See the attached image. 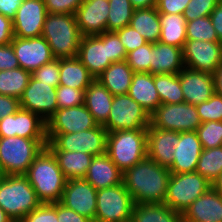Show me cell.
<instances>
[{
	"mask_svg": "<svg viewBox=\"0 0 222 222\" xmlns=\"http://www.w3.org/2000/svg\"><path fill=\"white\" fill-rule=\"evenodd\" d=\"M170 170L146 157L123 172L122 182L135 204H164Z\"/></svg>",
	"mask_w": 222,
	"mask_h": 222,
	"instance_id": "6da1fadb",
	"label": "cell"
},
{
	"mask_svg": "<svg viewBox=\"0 0 222 222\" xmlns=\"http://www.w3.org/2000/svg\"><path fill=\"white\" fill-rule=\"evenodd\" d=\"M25 176L42 204L61 201L67 179L47 147L35 157Z\"/></svg>",
	"mask_w": 222,
	"mask_h": 222,
	"instance_id": "7a4b0ae2",
	"label": "cell"
},
{
	"mask_svg": "<svg viewBox=\"0 0 222 222\" xmlns=\"http://www.w3.org/2000/svg\"><path fill=\"white\" fill-rule=\"evenodd\" d=\"M42 37L56 59L77 57L82 35L74 14L48 13Z\"/></svg>",
	"mask_w": 222,
	"mask_h": 222,
	"instance_id": "3957f363",
	"label": "cell"
},
{
	"mask_svg": "<svg viewBox=\"0 0 222 222\" xmlns=\"http://www.w3.org/2000/svg\"><path fill=\"white\" fill-rule=\"evenodd\" d=\"M106 154L122 171L147 157V129L108 132Z\"/></svg>",
	"mask_w": 222,
	"mask_h": 222,
	"instance_id": "277c9868",
	"label": "cell"
},
{
	"mask_svg": "<svg viewBox=\"0 0 222 222\" xmlns=\"http://www.w3.org/2000/svg\"><path fill=\"white\" fill-rule=\"evenodd\" d=\"M41 204L25 175H4L0 179V207L13 221H21Z\"/></svg>",
	"mask_w": 222,
	"mask_h": 222,
	"instance_id": "5b68a950",
	"label": "cell"
},
{
	"mask_svg": "<svg viewBox=\"0 0 222 222\" xmlns=\"http://www.w3.org/2000/svg\"><path fill=\"white\" fill-rule=\"evenodd\" d=\"M47 139L0 137V167L4 175H25Z\"/></svg>",
	"mask_w": 222,
	"mask_h": 222,
	"instance_id": "8992f818",
	"label": "cell"
},
{
	"mask_svg": "<svg viewBox=\"0 0 222 222\" xmlns=\"http://www.w3.org/2000/svg\"><path fill=\"white\" fill-rule=\"evenodd\" d=\"M210 187L211 183L196 171L171 173L164 204L176 212L183 213Z\"/></svg>",
	"mask_w": 222,
	"mask_h": 222,
	"instance_id": "52a82bcc",
	"label": "cell"
},
{
	"mask_svg": "<svg viewBox=\"0 0 222 222\" xmlns=\"http://www.w3.org/2000/svg\"><path fill=\"white\" fill-rule=\"evenodd\" d=\"M108 131L100 124L76 133L46 134L49 150L84 152L93 156L106 153Z\"/></svg>",
	"mask_w": 222,
	"mask_h": 222,
	"instance_id": "ba28073f",
	"label": "cell"
},
{
	"mask_svg": "<svg viewBox=\"0 0 222 222\" xmlns=\"http://www.w3.org/2000/svg\"><path fill=\"white\" fill-rule=\"evenodd\" d=\"M135 202L121 184L97 190L95 222H131Z\"/></svg>",
	"mask_w": 222,
	"mask_h": 222,
	"instance_id": "9c48e42d",
	"label": "cell"
},
{
	"mask_svg": "<svg viewBox=\"0 0 222 222\" xmlns=\"http://www.w3.org/2000/svg\"><path fill=\"white\" fill-rule=\"evenodd\" d=\"M150 115L128 94L113 97L108 120L102 125L108 132L128 129H147Z\"/></svg>",
	"mask_w": 222,
	"mask_h": 222,
	"instance_id": "30bf717a",
	"label": "cell"
},
{
	"mask_svg": "<svg viewBox=\"0 0 222 222\" xmlns=\"http://www.w3.org/2000/svg\"><path fill=\"white\" fill-rule=\"evenodd\" d=\"M201 123L196 106L187 102L160 104L150 115V124L157 129L196 131Z\"/></svg>",
	"mask_w": 222,
	"mask_h": 222,
	"instance_id": "8fae6325",
	"label": "cell"
},
{
	"mask_svg": "<svg viewBox=\"0 0 222 222\" xmlns=\"http://www.w3.org/2000/svg\"><path fill=\"white\" fill-rule=\"evenodd\" d=\"M185 67L213 74L222 63V42L187 39L183 47Z\"/></svg>",
	"mask_w": 222,
	"mask_h": 222,
	"instance_id": "7c38bea8",
	"label": "cell"
},
{
	"mask_svg": "<svg viewBox=\"0 0 222 222\" xmlns=\"http://www.w3.org/2000/svg\"><path fill=\"white\" fill-rule=\"evenodd\" d=\"M98 123L84 104L57 109L46 122V134H67L89 130Z\"/></svg>",
	"mask_w": 222,
	"mask_h": 222,
	"instance_id": "4fadbf2b",
	"label": "cell"
},
{
	"mask_svg": "<svg viewBox=\"0 0 222 222\" xmlns=\"http://www.w3.org/2000/svg\"><path fill=\"white\" fill-rule=\"evenodd\" d=\"M11 136L47 139L46 122L34 112L20 108L0 120V137Z\"/></svg>",
	"mask_w": 222,
	"mask_h": 222,
	"instance_id": "5bb4252c",
	"label": "cell"
},
{
	"mask_svg": "<svg viewBox=\"0 0 222 222\" xmlns=\"http://www.w3.org/2000/svg\"><path fill=\"white\" fill-rule=\"evenodd\" d=\"M19 101L22 109L34 112L45 122L58 109L56 88L39 82L32 76Z\"/></svg>",
	"mask_w": 222,
	"mask_h": 222,
	"instance_id": "9a60e30c",
	"label": "cell"
},
{
	"mask_svg": "<svg viewBox=\"0 0 222 222\" xmlns=\"http://www.w3.org/2000/svg\"><path fill=\"white\" fill-rule=\"evenodd\" d=\"M97 190L84 178L68 179L60 203L95 222Z\"/></svg>",
	"mask_w": 222,
	"mask_h": 222,
	"instance_id": "2e32d148",
	"label": "cell"
},
{
	"mask_svg": "<svg viewBox=\"0 0 222 222\" xmlns=\"http://www.w3.org/2000/svg\"><path fill=\"white\" fill-rule=\"evenodd\" d=\"M11 45L19 67L30 73L55 59L48 42L42 36L32 38L14 36Z\"/></svg>",
	"mask_w": 222,
	"mask_h": 222,
	"instance_id": "e0dca14e",
	"label": "cell"
},
{
	"mask_svg": "<svg viewBox=\"0 0 222 222\" xmlns=\"http://www.w3.org/2000/svg\"><path fill=\"white\" fill-rule=\"evenodd\" d=\"M47 14L43 0H24L12 20L14 36L20 38L42 36Z\"/></svg>",
	"mask_w": 222,
	"mask_h": 222,
	"instance_id": "ac0fdd59",
	"label": "cell"
},
{
	"mask_svg": "<svg viewBox=\"0 0 222 222\" xmlns=\"http://www.w3.org/2000/svg\"><path fill=\"white\" fill-rule=\"evenodd\" d=\"M110 6L108 0H84L75 16L82 36H95L107 31Z\"/></svg>",
	"mask_w": 222,
	"mask_h": 222,
	"instance_id": "d6986e66",
	"label": "cell"
},
{
	"mask_svg": "<svg viewBox=\"0 0 222 222\" xmlns=\"http://www.w3.org/2000/svg\"><path fill=\"white\" fill-rule=\"evenodd\" d=\"M178 76L185 102L189 104H201L215 93L212 74L184 67Z\"/></svg>",
	"mask_w": 222,
	"mask_h": 222,
	"instance_id": "ffe728a7",
	"label": "cell"
},
{
	"mask_svg": "<svg viewBox=\"0 0 222 222\" xmlns=\"http://www.w3.org/2000/svg\"><path fill=\"white\" fill-rule=\"evenodd\" d=\"M178 143L177 131L157 129L151 124L147 128V157L161 166L169 168L172 165Z\"/></svg>",
	"mask_w": 222,
	"mask_h": 222,
	"instance_id": "44dd1931",
	"label": "cell"
},
{
	"mask_svg": "<svg viewBox=\"0 0 222 222\" xmlns=\"http://www.w3.org/2000/svg\"><path fill=\"white\" fill-rule=\"evenodd\" d=\"M203 151L196 131L179 132V143L173 153L174 160L168 168L171 173L195 172Z\"/></svg>",
	"mask_w": 222,
	"mask_h": 222,
	"instance_id": "7402d4cb",
	"label": "cell"
},
{
	"mask_svg": "<svg viewBox=\"0 0 222 222\" xmlns=\"http://www.w3.org/2000/svg\"><path fill=\"white\" fill-rule=\"evenodd\" d=\"M77 58L95 79L112 64L109 60L108 43L99 35L82 37Z\"/></svg>",
	"mask_w": 222,
	"mask_h": 222,
	"instance_id": "603a6c76",
	"label": "cell"
},
{
	"mask_svg": "<svg viewBox=\"0 0 222 222\" xmlns=\"http://www.w3.org/2000/svg\"><path fill=\"white\" fill-rule=\"evenodd\" d=\"M183 222H222V196L210 187L182 213Z\"/></svg>",
	"mask_w": 222,
	"mask_h": 222,
	"instance_id": "cb8c5ba5",
	"label": "cell"
},
{
	"mask_svg": "<svg viewBox=\"0 0 222 222\" xmlns=\"http://www.w3.org/2000/svg\"><path fill=\"white\" fill-rule=\"evenodd\" d=\"M185 67L183 49L162 42L151 43V74H178Z\"/></svg>",
	"mask_w": 222,
	"mask_h": 222,
	"instance_id": "d4e9b609",
	"label": "cell"
},
{
	"mask_svg": "<svg viewBox=\"0 0 222 222\" xmlns=\"http://www.w3.org/2000/svg\"><path fill=\"white\" fill-rule=\"evenodd\" d=\"M123 172L105 153L94 156L84 177L96 190L122 183Z\"/></svg>",
	"mask_w": 222,
	"mask_h": 222,
	"instance_id": "484cf974",
	"label": "cell"
},
{
	"mask_svg": "<svg viewBox=\"0 0 222 222\" xmlns=\"http://www.w3.org/2000/svg\"><path fill=\"white\" fill-rule=\"evenodd\" d=\"M127 94L139 103L149 115L161 104L154 85V75L148 72H135L133 74Z\"/></svg>",
	"mask_w": 222,
	"mask_h": 222,
	"instance_id": "4316f807",
	"label": "cell"
},
{
	"mask_svg": "<svg viewBox=\"0 0 222 222\" xmlns=\"http://www.w3.org/2000/svg\"><path fill=\"white\" fill-rule=\"evenodd\" d=\"M113 97L97 79L85 90L84 105L98 124L103 125L108 120Z\"/></svg>",
	"mask_w": 222,
	"mask_h": 222,
	"instance_id": "83f0119b",
	"label": "cell"
},
{
	"mask_svg": "<svg viewBox=\"0 0 222 222\" xmlns=\"http://www.w3.org/2000/svg\"><path fill=\"white\" fill-rule=\"evenodd\" d=\"M135 72L127 61L114 62L109 65L96 79L113 95L127 94Z\"/></svg>",
	"mask_w": 222,
	"mask_h": 222,
	"instance_id": "f1b7e54d",
	"label": "cell"
},
{
	"mask_svg": "<svg viewBox=\"0 0 222 222\" xmlns=\"http://www.w3.org/2000/svg\"><path fill=\"white\" fill-rule=\"evenodd\" d=\"M95 78L77 58H60L59 85L86 90Z\"/></svg>",
	"mask_w": 222,
	"mask_h": 222,
	"instance_id": "f546056e",
	"label": "cell"
},
{
	"mask_svg": "<svg viewBox=\"0 0 222 222\" xmlns=\"http://www.w3.org/2000/svg\"><path fill=\"white\" fill-rule=\"evenodd\" d=\"M55 156L58 166L62 170L65 178H84L91 165L93 155L84 152L50 150Z\"/></svg>",
	"mask_w": 222,
	"mask_h": 222,
	"instance_id": "4dcf8cb0",
	"label": "cell"
},
{
	"mask_svg": "<svg viewBox=\"0 0 222 222\" xmlns=\"http://www.w3.org/2000/svg\"><path fill=\"white\" fill-rule=\"evenodd\" d=\"M130 25L149 43H156L161 36L160 14L156 7L135 9Z\"/></svg>",
	"mask_w": 222,
	"mask_h": 222,
	"instance_id": "1f68e13d",
	"label": "cell"
},
{
	"mask_svg": "<svg viewBox=\"0 0 222 222\" xmlns=\"http://www.w3.org/2000/svg\"><path fill=\"white\" fill-rule=\"evenodd\" d=\"M131 222H183V217L165 204H135Z\"/></svg>",
	"mask_w": 222,
	"mask_h": 222,
	"instance_id": "d6a6232c",
	"label": "cell"
},
{
	"mask_svg": "<svg viewBox=\"0 0 222 222\" xmlns=\"http://www.w3.org/2000/svg\"><path fill=\"white\" fill-rule=\"evenodd\" d=\"M161 36L159 42L182 48L187 40L186 21L181 14H160Z\"/></svg>",
	"mask_w": 222,
	"mask_h": 222,
	"instance_id": "836d02e7",
	"label": "cell"
},
{
	"mask_svg": "<svg viewBox=\"0 0 222 222\" xmlns=\"http://www.w3.org/2000/svg\"><path fill=\"white\" fill-rule=\"evenodd\" d=\"M154 85L161 104L185 102L178 74H154Z\"/></svg>",
	"mask_w": 222,
	"mask_h": 222,
	"instance_id": "e575fe53",
	"label": "cell"
},
{
	"mask_svg": "<svg viewBox=\"0 0 222 222\" xmlns=\"http://www.w3.org/2000/svg\"><path fill=\"white\" fill-rule=\"evenodd\" d=\"M30 77L31 73L20 67L0 71V94L20 99Z\"/></svg>",
	"mask_w": 222,
	"mask_h": 222,
	"instance_id": "d590c367",
	"label": "cell"
},
{
	"mask_svg": "<svg viewBox=\"0 0 222 222\" xmlns=\"http://www.w3.org/2000/svg\"><path fill=\"white\" fill-rule=\"evenodd\" d=\"M196 172L212 184L222 173V146L203 149Z\"/></svg>",
	"mask_w": 222,
	"mask_h": 222,
	"instance_id": "8d00e7d4",
	"label": "cell"
},
{
	"mask_svg": "<svg viewBox=\"0 0 222 222\" xmlns=\"http://www.w3.org/2000/svg\"><path fill=\"white\" fill-rule=\"evenodd\" d=\"M110 13L107 19V32H115L127 25L134 12L130 0H108Z\"/></svg>",
	"mask_w": 222,
	"mask_h": 222,
	"instance_id": "74e56055",
	"label": "cell"
},
{
	"mask_svg": "<svg viewBox=\"0 0 222 222\" xmlns=\"http://www.w3.org/2000/svg\"><path fill=\"white\" fill-rule=\"evenodd\" d=\"M186 36L191 40H202L217 42L218 36L214 29L210 16L199 17L195 20L186 22Z\"/></svg>",
	"mask_w": 222,
	"mask_h": 222,
	"instance_id": "f35d334b",
	"label": "cell"
},
{
	"mask_svg": "<svg viewBox=\"0 0 222 222\" xmlns=\"http://www.w3.org/2000/svg\"><path fill=\"white\" fill-rule=\"evenodd\" d=\"M196 132L203 149L222 146V121L201 123Z\"/></svg>",
	"mask_w": 222,
	"mask_h": 222,
	"instance_id": "ab89813d",
	"label": "cell"
},
{
	"mask_svg": "<svg viewBox=\"0 0 222 222\" xmlns=\"http://www.w3.org/2000/svg\"><path fill=\"white\" fill-rule=\"evenodd\" d=\"M201 122L222 121V96L214 93L207 101L196 105Z\"/></svg>",
	"mask_w": 222,
	"mask_h": 222,
	"instance_id": "60d3db41",
	"label": "cell"
},
{
	"mask_svg": "<svg viewBox=\"0 0 222 222\" xmlns=\"http://www.w3.org/2000/svg\"><path fill=\"white\" fill-rule=\"evenodd\" d=\"M126 61L134 72H149L151 61V43L136 48L127 54Z\"/></svg>",
	"mask_w": 222,
	"mask_h": 222,
	"instance_id": "b9f144b4",
	"label": "cell"
},
{
	"mask_svg": "<svg viewBox=\"0 0 222 222\" xmlns=\"http://www.w3.org/2000/svg\"><path fill=\"white\" fill-rule=\"evenodd\" d=\"M85 90L68 86L56 87V100L58 109L70 108L84 104Z\"/></svg>",
	"mask_w": 222,
	"mask_h": 222,
	"instance_id": "7bdbcfd3",
	"label": "cell"
},
{
	"mask_svg": "<svg viewBox=\"0 0 222 222\" xmlns=\"http://www.w3.org/2000/svg\"><path fill=\"white\" fill-rule=\"evenodd\" d=\"M221 0H191L183 13L186 22L210 16Z\"/></svg>",
	"mask_w": 222,
	"mask_h": 222,
	"instance_id": "ee69618b",
	"label": "cell"
},
{
	"mask_svg": "<svg viewBox=\"0 0 222 222\" xmlns=\"http://www.w3.org/2000/svg\"><path fill=\"white\" fill-rule=\"evenodd\" d=\"M60 59H53L51 62L42 65L31 73V76L39 82L53 87L59 86Z\"/></svg>",
	"mask_w": 222,
	"mask_h": 222,
	"instance_id": "f6af8a7d",
	"label": "cell"
},
{
	"mask_svg": "<svg viewBox=\"0 0 222 222\" xmlns=\"http://www.w3.org/2000/svg\"><path fill=\"white\" fill-rule=\"evenodd\" d=\"M99 36L108 43L109 60L114 62L124 61L127 58V52L121 43L119 36L115 32H103Z\"/></svg>",
	"mask_w": 222,
	"mask_h": 222,
	"instance_id": "bcb514c9",
	"label": "cell"
},
{
	"mask_svg": "<svg viewBox=\"0 0 222 222\" xmlns=\"http://www.w3.org/2000/svg\"><path fill=\"white\" fill-rule=\"evenodd\" d=\"M20 222H58L57 203L41 204L28 213Z\"/></svg>",
	"mask_w": 222,
	"mask_h": 222,
	"instance_id": "7dc6e473",
	"label": "cell"
},
{
	"mask_svg": "<svg viewBox=\"0 0 222 222\" xmlns=\"http://www.w3.org/2000/svg\"><path fill=\"white\" fill-rule=\"evenodd\" d=\"M115 33L119 36L127 54L147 43L145 38L139 34L137 30H135L131 25H127L115 31Z\"/></svg>",
	"mask_w": 222,
	"mask_h": 222,
	"instance_id": "c3c4849f",
	"label": "cell"
},
{
	"mask_svg": "<svg viewBox=\"0 0 222 222\" xmlns=\"http://www.w3.org/2000/svg\"><path fill=\"white\" fill-rule=\"evenodd\" d=\"M48 13L74 14L84 0H43Z\"/></svg>",
	"mask_w": 222,
	"mask_h": 222,
	"instance_id": "681fc988",
	"label": "cell"
},
{
	"mask_svg": "<svg viewBox=\"0 0 222 222\" xmlns=\"http://www.w3.org/2000/svg\"><path fill=\"white\" fill-rule=\"evenodd\" d=\"M191 0H156V8L159 14H181L187 8Z\"/></svg>",
	"mask_w": 222,
	"mask_h": 222,
	"instance_id": "f907efd6",
	"label": "cell"
},
{
	"mask_svg": "<svg viewBox=\"0 0 222 222\" xmlns=\"http://www.w3.org/2000/svg\"><path fill=\"white\" fill-rule=\"evenodd\" d=\"M19 68V62L10 44L0 45V71Z\"/></svg>",
	"mask_w": 222,
	"mask_h": 222,
	"instance_id": "816d5d0a",
	"label": "cell"
},
{
	"mask_svg": "<svg viewBox=\"0 0 222 222\" xmlns=\"http://www.w3.org/2000/svg\"><path fill=\"white\" fill-rule=\"evenodd\" d=\"M57 219L58 222H93L91 219L65 207L60 202H57Z\"/></svg>",
	"mask_w": 222,
	"mask_h": 222,
	"instance_id": "f5cc1de1",
	"label": "cell"
},
{
	"mask_svg": "<svg viewBox=\"0 0 222 222\" xmlns=\"http://www.w3.org/2000/svg\"><path fill=\"white\" fill-rule=\"evenodd\" d=\"M20 108L21 106L18 98L0 94V120L7 115L16 113Z\"/></svg>",
	"mask_w": 222,
	"mask_h": 222,
	"instance_id": "db71d44e",
	"label": "cell"
},
{
	"mask_svg": "<svg viewBox=\"0 0 222 222\" xmlns=\"http://www.w3.org/2000/svg\"><path fill=\"white\" fill-rule=\"evenodd\" d=\"M13 22L10 18L0 14V45H7L12 42Z\"/></svg>",
	"mask_w": 222,
	"mask_h": 222,
	"instance_id": "11a10c76",
	"label": "cell"
},
{
	"mask_svg": "<svg viewBox=\"0 0 222 222\" xmlns=\"http://www.w3.org/2000/svg\"><path fill=\"white\" fill-rule=\"evenodd\" d=\"M24 0H0V14L13 20Z\"/></svg>",
	"mask_w": 222,
	"mask_h": 222,
	"instance_id": "9f6ffc18",
	"label": "cell"
},
{
	"mask_svg": "<svg viewBox=\"0 0 222 222\" xmlns=\"http://www.w3.org/2000/svg\"><path fill=\"white\" fill-rule=\"evenodd\" d=\"M211 23L216 30L218 40L222 42V0L210 13Z\"/></svg>",
	"mask_w": 222,
	"mask_h": 222,
	"instance_id": "6f0895ef",
	"label": "cell"
},
{
	"mask_svg": "<svg viewBox=\"0 0 222 222\" xmlns=\"http://www.w3.org/2000/svg\"><path fill=\"white\" fill-rule=\"evenodd\" d=\"M212 75L214 80V92L222 96V63Z\"/></svg>",
	"mask_w": 222,
	"mask_h": 222,
	"instance_id": "680465c9",
	"label": "cell"
},
{
	"mask_svg": "<svg viewBox=\"0 0 222 222\" xmlns=\"http://www.w3.org/2000/svg\"><path fill=\"white\" fill-rule=\"evenodd\" d=\"M134 9H144L156 7V0H130Z\"/></svg>",
	"mask_w": 222,
	"mask_h": 222,
	"instance_id": "91938a15",
	"label": "cell"
},
{
	"mask_svg": "<svg viewBox=\"0 0 222 222\" xmlns=\"http://www.w3.org/2000/svg\"><path fill=\"white\" fill-rule=\"evenodd\" d=\"M211 186L222 196V173Z\"/></svg>",
	"mask_w": 222,
	"mask_h": 222,
	"instance_id": "94428289",
	"label": "cell"
},
{
	"mask_svg": "<svg viewBox=\"0 0 222 222\" xmlns=\"http://www.w3.org/2000/svg\"><path fill=\"white\" fill-rule=\"evenodd\" d=\"M0 222H14L13 219L10 218L1 207H0Z\"/></svg>",
	"mask_w": 222,
	"mask_h": 222,
	"instance_id": "6125c7cd",
	"label": "cell"
},
{
	"mask_svg": "<svg viewBox=\"0 0 222 222\" xmlns=\"http://www.w3.org/2000/svg\"><path fill=\"white\" fill-rule=\"evenodd\" d=\"M3 177H4V173H3V171H2V169L0 167V179L3 178Z\"/></svg>",
	"mask_w": 222,
	"mask_h": 222,
	"instance_id": "be15d7a7",
	"label": "cell"
}]
</instances>
